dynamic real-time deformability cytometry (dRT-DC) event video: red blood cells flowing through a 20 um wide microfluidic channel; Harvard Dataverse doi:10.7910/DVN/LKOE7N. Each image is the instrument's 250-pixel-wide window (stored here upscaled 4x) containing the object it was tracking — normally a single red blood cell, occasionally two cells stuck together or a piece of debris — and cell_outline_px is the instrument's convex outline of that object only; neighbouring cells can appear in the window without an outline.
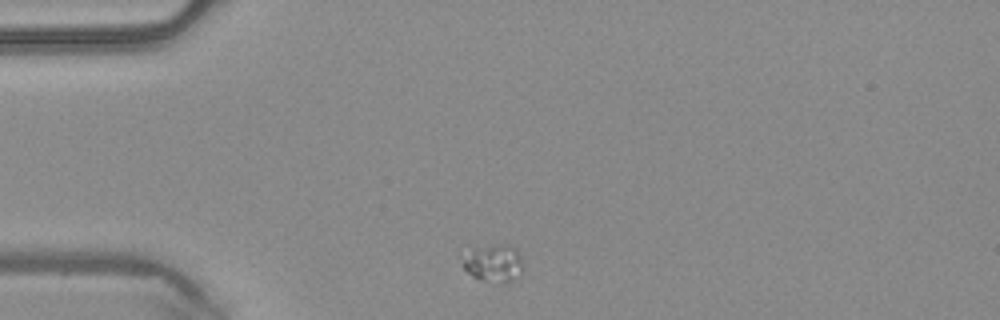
{"species": "common noctule bat (a hibernating species)", "species_latin": "Nyctalus noctula", "temperature_condition": "warm", "stored_images_in_passage": 6, "camera_frame_rate_fps": 3000, "um_per_image_px": 0.085, "animal": {"sex": "male", "body_mass_g": 20.4}, "frame": {"image": 1, "passage_image": 1, "time_ms": 0.0, "image_size_px": [1000, 320], "cell_outline_px": [[524, 264], [508, 280], [484, 280], [472, 276], [464, 268], [464, 260], [472, 248], [500, 244], [508, 244], [516, 248]], "centroid_in_image_um": [41.94, 22.29], "position_along_channel_um": 43.1, "area_um2": 12.25}}
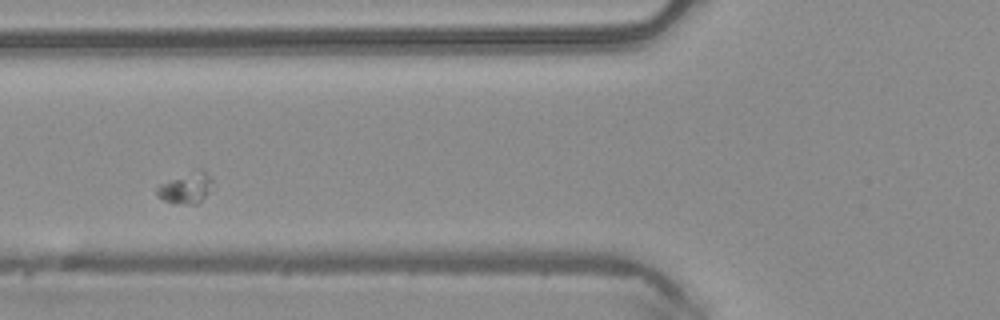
{"frame": {"image": 2, "passage_image": 3, "time_ms": 0.667, "image_size_px": [1000, 320], "cell_outline_px": [[212, 192], [196, 204], [172, 204], [156, 196], [156, 188], [160, 184], [200, 168], [212, 180]], "centroid_in_image_um": [15.81, 16.02], "position_along_channel_um": 110.0, "area_um2": 10.06}}